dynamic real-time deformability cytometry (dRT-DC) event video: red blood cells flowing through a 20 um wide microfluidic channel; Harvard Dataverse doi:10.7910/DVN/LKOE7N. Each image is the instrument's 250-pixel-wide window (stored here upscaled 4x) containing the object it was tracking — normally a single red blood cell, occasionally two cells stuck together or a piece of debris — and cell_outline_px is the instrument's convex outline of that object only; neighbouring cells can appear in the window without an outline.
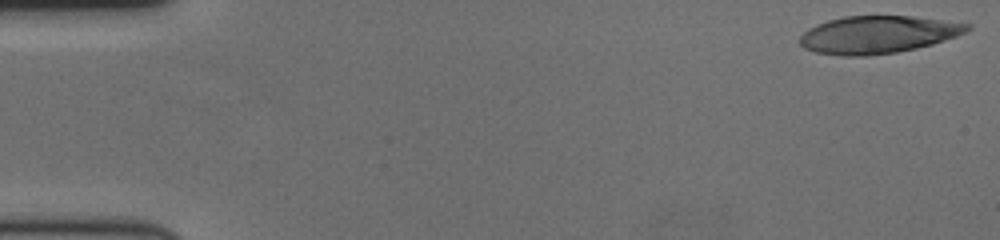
{"species": "human", "species_latin": "Homo sapiens", "temperature_condition": "cold", "stored_images_in_passage": 59, "camera_frame_rate_fps": 3000, "um_per_image_px": 0.085, "donor": {"sex": "female"}, "frame": {"image": 1, "passage_image": 1, "time_ms": 0.0, "image_size_px": [1000, 240], "cell_outline_px": [[972, 28], [956, 36], [932, 44], [916, 48], [896, 52], [864, 56], [844, 56], [816, 52], [804, 48], [796, 40], [808, 28], [816, 24], [828, 20], [844, 16], [912, 16], [972, 24]], "centroid_in_image_um": [74.58, 2.94], "position_along_channel_um": 10.4, "area_um2": 36.59}}
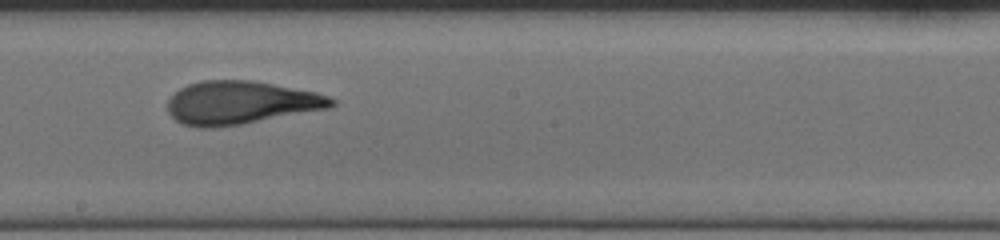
{"frame": {"image": 2, "passage_image": 33, "time_ms": 10.667, "image_size_px": [1000, 240], "cell_outline_px": [[336, 104], [328, 108], [240, 124], [212, 128], [200, 128], [180, 124], [168, 112], [168, 100], [180, 88], [188, 84], [204, 80], [252, 80], [316, 92], [328, 96], [336, 100]], "centroid_in_image_um": [20.43, 8.73], "position_along_channel_um": 227.8, "area_um2": 40.98}}
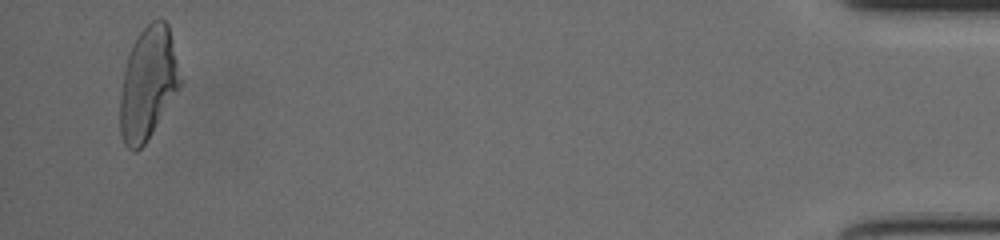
{"frame": {"image": 3, "passage_image": 57, "time_ms": 18.667, "image_size_px": [1000, 240], "cell_outline_px": [[184, 80], [180, 88], [152, 132], [144, 144], [136, 152], [132, 152], [124, 144], [120, 132], [120, 92], [124, 68], [128, 52], [132, 44], [140, 32], [152, 20], [164, 20], [168, 24]], "centroid_in_image_um": [12.6, 7.08], "position_along_channel_um": 422.6, "area_um2": 39.88}, "authors_computed_cell_mechanics": {"area_um2": 39.304, "velocity_mm_per_s": 3.4868, "shape_relaxation_time_tau1_ms": 6.4136, "shape_relaxation_time_tau2_ms": 1.946, "deformation_change_tau1": 0.2399, "deformation_change_tau2": 0.1111}}